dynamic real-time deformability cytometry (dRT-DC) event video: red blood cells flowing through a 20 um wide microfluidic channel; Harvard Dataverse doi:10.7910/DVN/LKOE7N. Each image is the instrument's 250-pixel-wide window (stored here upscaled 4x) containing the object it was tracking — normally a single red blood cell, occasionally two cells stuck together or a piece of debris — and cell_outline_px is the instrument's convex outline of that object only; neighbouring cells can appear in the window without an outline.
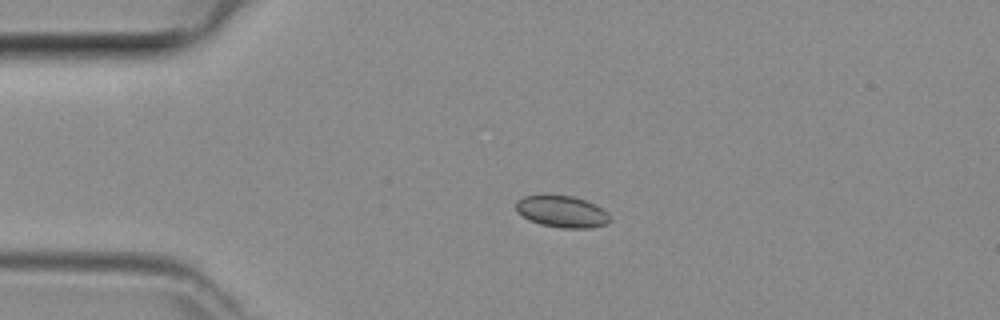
{"species": "common noctule bat (a hibernating species)", "species_latin": "Nyctalus noctula", "temperature_condition": "room temperature", "stored_images_in_passage": 37, "camera_frame_rate_fps": 3000, "um_per_image_px": 0.085, "animal": {"sex": "female", "body_mass_g": 29.2, "forearm_length_mm": 56.3}, "frame": {"image": 1, "passage_image": 1, "time_ms": 0.0, "image_size_px": [1000, 320], "cell_outline_px": [[612, 220], [608, 224], [592, 228], [560, 228], [540, 224], [528, 220], [516, 212], [516, 200], [524, 196], [540, 192], [544, 192], [572, 196], [596, 204], [608, 212]], "centroid_in_image_um": [47.74, 17.95], "position_along_channel_um": 37.3, "area_um2": 18.26}}
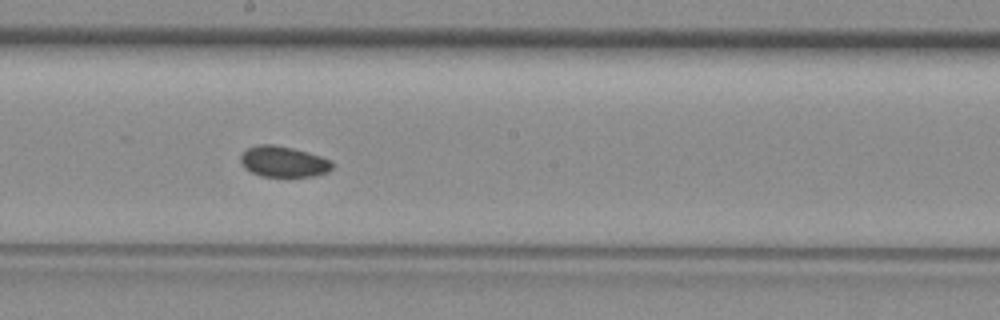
{"frame": {"image": 2, "passage_image": 16, "time_ms": 5.0, "image_size_px": [1000, 320], "cell_outline_px": [[336, 164], [328, 172], [312, 176], [288, 180], [260, 176], [244, 168], [240, 160], [240, 156], [248, 148], [260, 144], [272, 144], [292, 148], [308, 152], [332, 160]], "centroid_in_image_um": [24.13, 13.8], "position_along_channel_um": 224.1, "area_um2": 17.22}}
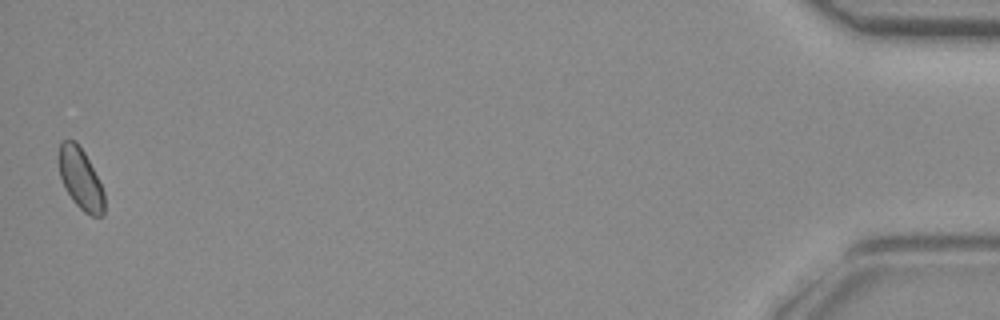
{"frame": {"image": 3, "passage_image": 37, "time_ms": 12.0, "image_size_px": [1000, 320], "cell_outline_px": [[104, 216], [92, 216], [84, 212], [72, 200], [60, 176], [56, 156], [60, 140], [76, 140], [84, 152], [104, 192]], "centroid_in_image_um": [6.8, 15.15], "position_along_channel_um": 428.4, "area_um2": 16.3}}